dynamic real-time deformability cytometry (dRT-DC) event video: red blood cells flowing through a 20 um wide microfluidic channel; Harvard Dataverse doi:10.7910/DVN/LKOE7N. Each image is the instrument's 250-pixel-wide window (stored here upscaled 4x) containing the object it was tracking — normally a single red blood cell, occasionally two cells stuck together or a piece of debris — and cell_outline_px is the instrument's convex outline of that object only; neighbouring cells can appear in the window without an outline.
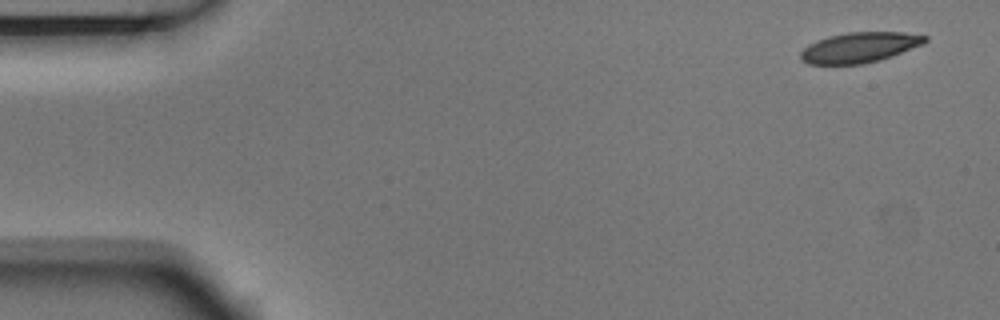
{"species": "Egyptian fruit bat (a non-hibernating species)", "species_latin": "Rousettus aegyptiacus", "temperature_condition": "room temperature", "stored_images_in_passage": 7, "camera_frame_rate_fps": 3000, "um_per_image_px": 0.085, "animal": {"sex": "male"}, "frame": {"image": 1, "passage_image": 1, "time_ms": 0.0, "image_size_px": [1000, 320], "cell_outline_px": [[928, 40], [924, 44], [892, 56], [880, 60], [864, 64], [808, 64], [800, 60], [800, 52], [808, 44], [816, 40], [828, 36], [848, 32], [904, 32], [928, 36]], "centroid_in_image_um": [73.06, 4.03], "position_along_channel_um": 11.9, "area_um2": 22.2}}
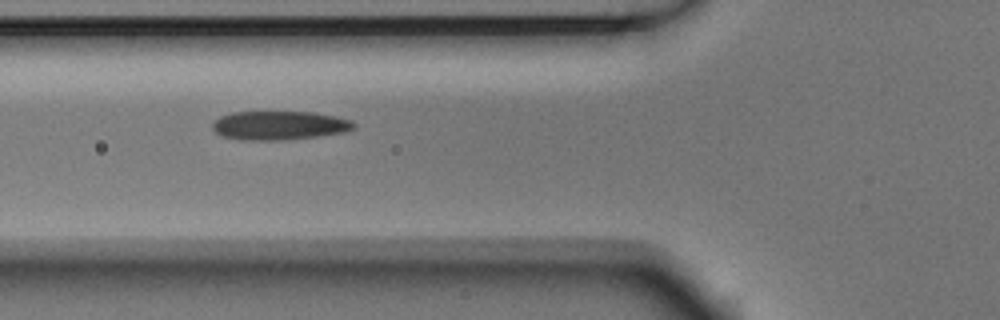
{"frame": {"image": 2, "passage_image": 6, "time_ms": 1.667, "image_size_px": [1000, 320], "cell_outline_px": [[356, 124], [352, 128], [344, 132], [316, 136], [280, 140], [240, 140], [220, 136], [212, 128], [212, 124], [220, 116], [232, 112], [312, 112], [336, 116], [352, 120]], "centroid_in_image_um": [23.71, 10.66], "position_along_channel_um": 102.1, "area_um2": 23.7}}
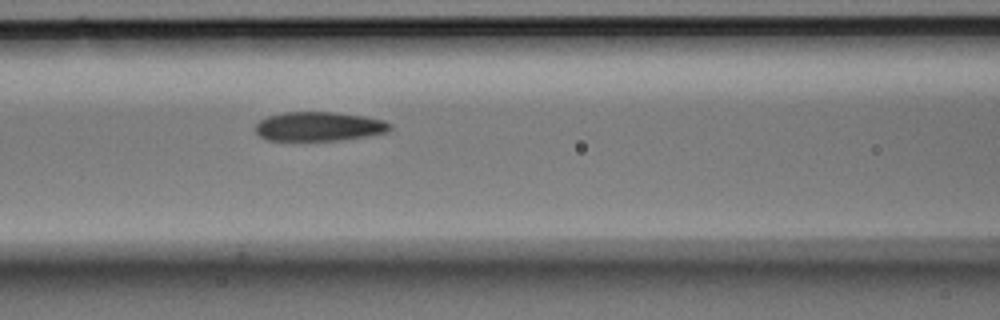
{"frame": {"image": 3, "passage_image": 7, "time_ms": 2.0, "image_size_px": [1000, 320], "cell_outline_px": [[392, 128], [388, 132], [340, 140], [264, 140], [252, 128], [260, 120], [268, 116], [284, 112], [332, 112], [364, 116], [384, 120], [392, 124]], "centroid_in_image_um": [27.09, 10.74], "position_along_channel_um": 139.5, "area_um2": 22.95}}